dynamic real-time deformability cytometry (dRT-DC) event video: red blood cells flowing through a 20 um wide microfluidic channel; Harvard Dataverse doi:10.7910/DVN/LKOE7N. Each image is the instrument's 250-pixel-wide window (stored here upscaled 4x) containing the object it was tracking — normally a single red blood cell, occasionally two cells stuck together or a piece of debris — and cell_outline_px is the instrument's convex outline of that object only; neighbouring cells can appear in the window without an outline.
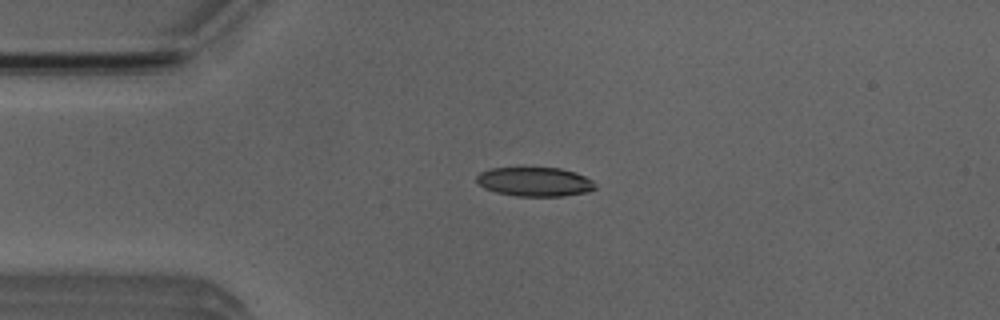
{"species": "Egyptian fruit bat (a non-hibernating species)", "species_latin": "Rousettus aegyptiacus", "temperature_condition": "room temperature", "stored_images_in_passage": 5, "camera_frame_rate_fps": 3000, "um_per_image_px": 0.085, "animal": {"sex": "male"}, "frame": {"image": 1, "passage_image": 3, "time_ms": 2.333, "image_size_px": [1000, 320], "cell_outline_px": [[596, 188], [588, 192], [564, 196], [516, 196], [496, 192], [484, 188], [476, 180], [476, 176], [480, 172], [488, 168], [560, 168], [576, 172], [592, 180]], "centroid_in_image_um": [45.45, 15.45], "position_along_channel_um": 39.5, "area_um2": 20.17}}